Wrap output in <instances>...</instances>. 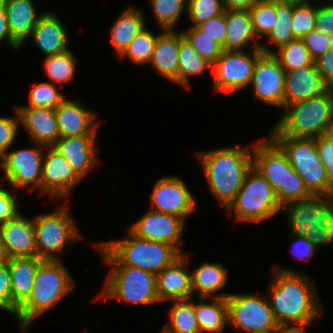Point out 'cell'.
Instances as JSON below:
<instances>
[{"label":"cell","instance_id":"31","mask_svg":"<svg viewBox=\"0 0 333 333\" xmlns=\"http://www.w3.org/2000/svg\"><path fill=\"white\" fill-rule=\"evenodd\" d=\"M145 20L143 11L133 6L126 7L116 17L114 24L112 23L110 28L109 36L110 43L118 56L123 53L131 40L147 27Z\"/></svg>","mask_w":333,"mask_h":333},{"label":"cell","instance_id":"18","mask_svg":"<svg viewBox=\"0 0 333 333\" xmlns=\"http://www.w3.org/2000/svg\"><path fill=\"white\" fill-rule=\"evenodd\" d=\"M47 149V150H46ZM82 179L75 173L66 158L53 146H46L43 155L41 195L67 200L73 188Z\"/></svg>","mask_w":333,"mask_h":333},{"label":"cell","instance_id":"33","mask_svg":"<svg viewBox=\"0 0 333 333\" xmlns=\"http://www.w3.org/2000/svg\"><path fill=\"white\" fill-rule=\"evenodd\" d=\"M207 69L211 70L212 65L194 50L182 31H179L178 85L190 90V77L203 75Z\"/></svg>","mask_w":333,"mask_h":333},{"label":"cell","instance_id":"12","mask_svg":"<svg viewBox=\"0 0 333 333\" xmlns=\"http://www.w3.org/2000/svg\"><path fill=\"white\" fill-rule=\"evenodd\" d=\"M229 326L244 333L279 331L267 295L230 293L227 297Z\"/></svg>","mask_w":333,"mask_h":333},{"label":"cell","instance_id":"58","mask_svg":"<svg viewBox=\"0 0 333 333\" xmlns=\"http://www.w3.org/2000/svg\"><path fill=\"white\" fill-rule=\"evenodd\" d=\"M324 136L331 142L333 143V124L331 125V127L326 131V133L324 134Z\"/></svg>","mask_w":333,"mask_h":333},{"label":"cell","instance_id":"56","mask_svg":"<svg viewBox=\"0 0 333 333\" xmlns=\"http://www.w3.org/2000/svg\"><path fill=\"white\" fill-rule=\"evenodd\" d=\"M8 259H9V257L6 252L2 236L0 234V264L8 262Z\"/></svg>","mask_w":333,"mask_h":333},{"label":"cell","instance_id":"4","mask_svg":"<svg viewBox=\"0 0 333 333\" xmlns=\"http://www.w3.org/2000/svg\"><path fill=\"white\" fill-rule=\"evenodd\" d=\"M253 167L271 184L281 207L312 197L285 152L269 135L253 143Z\"/></svg>","mask_w":333,"mask_h":333},{"label":"cell","instance_id":"60","mask_svg":"<svg viewBox=\"0 0 333 333\" xmlns=\"http://www.w3.org/2000/svg\"><path fill=\"white\" fill-rule=\"evenodd\" d=\"M329 197L333 199V187H332V190H331V193H330Z\"/></svg>","mask_w":333,"mask_h":333},{"label":"cell","instance_id":"21","mask_svg":"<svg viewBox=\"0 0 333 333\" xmlns=\"http://www.w3.org/2000/svg\"><path fill=\"white\" fill-rule=\"evenodd\" d=\"M20 127L28 133L34 143L53 146L59 139V128L54 108L45 107H16Z\"/></svg>","mask_w":333,"mask_h":333},{"label":"cell","instance_id":"9","mask_svg":"<svg viewBox=\"0 0 333 333\" xmlns=\"http://www.w3.org/2000/svg\"><path fill=\"white\" fill-rule=\"evenodd\" d=\"M68 205L64 202L57 210L33 218L37 257L42 260H60L66 246L82 238Z\"/></svg>","mask_w":333,"mask_h":333},{"label":"cell","instance_id":"40","mask_svg":"<svg viewBox=\"0 0 333 333\" xmlns=\"http://www.w3.org/2000/svg\"><path fill=\"white\" fill-rule=\"evenodd\" d=\"M312 0L293 1L291 29L295 38L302 39L315 29L317 6Z\"/></svg>","mask_w":333,"mask_h":333},{"label":"cell","instance_id":"8","mask_svg":"<svg viewBox=\"0 0 333 333\" xmlns=\"http://www.w3.org/2000/svg\"><path fill=\"white\" fill-rule=\"evenodd\" d=\"M282 211L271 184L253 166L247 172L234 201L226 209L237 221L259 223Z\"/></svg>","mask_w":333,"mask_h":333},{"label":"cell","instance_id":"10","mask_svg":"<svg viewBox=\"0 0 333 333\" xmlns=\"http://www.w3.org/2000/svg\"><path fill=\"white\" fill-rule=\"evenodd\" d=\"M101 293L96 299H116L125 304L150 305L160 303L156 275L129 266H112Z\"/></svg>","mask_w":333,"mask_h":333},{"label":"cell","instance_id":"37","mask_svg":"<svg viewBox=\"0 0 333 333\" xmlns=\"http://www.w3.org/2000/svg\"><path fill=\"white\" fill-rule=\"evenodd\" d=\"M277 21L266 36L270 44L275 45L274 50L296 39L291 29L293 18V1H276Z\"/></svg>","mask_w":333,"mask_h":333},{"label":"cell","instance_id":"61","mask_svg":"<svg viewBox=\"0 0 333 333\" xmlns=\"http://www.w3.org/2000/svg\"><path fill=\"white\" fill-rule=\"evenodd\" d=\"M264 333H278V331H270V332H264Z\"/></svg>","mask_w":333,"mask_h":333},{"label":"cell","instance_id":"24","mask_svg":"<svg viewBox=\"0 0 333 333\" xmlns=\"http://www.w3.org/2000/svg\"><path fill=\"white\" fill-rule=\"evenodd\" d=\"M30 36L45 56L60 54L70 49L68 30L52 11L41 14Z\"/></svg>","mask_w":333,"mask_h":333},{"label":"cell","instance_id":"47","mask_svg":"<svg viewBox=\"0 0 333 333\" xmlns=\"http://www.w3.org/2000/svg\"><path fill=\"white\" fill-rule=\"evenodd\" d=\"M206 35L218 42L224 50L226 37V10L216 17L210 18L206 22L197 26Z\"/></svg>","mask_w":333,"mask_h":333},{"label":"cell","instance_id":"51","mask_svg":"<svg viewBox=\"0 0 333 333\" xmlns=\"http://www.w3.org/2000/svg\"><path fill=\"white\" fill-rule=\"evenodd\" d=\"M0 310L11 314V278L7 262L0 264Z\"/></svg>","mask_w":333,"mask_h":333},{"label":"cell","instance_id":"36","mask_svg":"<svg viewBox=\"0 0 333 333\" xmlns=\"http://www.w3.org/2000/svg\"><path fill=\"white\" fill-rule=\"evenodd\" d=\"M43 62L48 79L54 85H59L60 89L64 88L65 83L74 80L77 59L70 50L46 56Z\"/></svg>","mask_w":333,"mask_h":333},{"label":"cell","instance_id":"54","mask_svg":"<svg viewBox=\"0 0 333 333\" xmlns=\"http://www.w3.org/2000/svg\"><path fill=\"white\" fill-rule=\"evenodd\" d=\"M6 41L8 46L14 51L22 49L11 37L8 28L7 14L3 5V0H0V43ZM20 48V49H19Z\"/></svg>","mask_w":333,"mask_h":333},{"label":"cell","instance_id":"39","mask_svg":"<svg viewBox=\"0 0 333 333\" xmlns=\"http://www.w3.org/2000/svg\"><path fill=\"white\" fill-rule=\"evenodd\" d=\"M157 36L149 29L144 28L135 38L131 40L123 53L121 59H128L134 65L149 64L151 61Z\"/></svg>","mask_w":333,"mask_h":333},{"label":"cell","instance_id":"7","mask_svg":"<svg viewBox=\"0 0 333 333\" xmlns=\"http://www.w3.org/2000/svg\"><path fill=\"white\" fill-rule=\"evenodd\" d=\"M292 234L306 236L316 248L333 244V199L312 196L282 207Z\"/></svg>","mask_w":333,"mask_h":333},{"label":"cell","instance_id":"23","mask_svg":"<svg viewBox=\"0 0 333 333\" xmlns=\"http://www.w3.org/2000/svg\"><path fill=\"white\" fill-rule=\"evenodd\" d=\"M55 112L60 137L97 135V115L81 103L65 98Z\"/></svg>","mask_w":333,"mask_h":333},{"label":"cell","instance_id":"45","mask_svg":"<svg viewBox=\"0 0 333 333\" xmlns=\"http://www.w3.org/2000/svg\"><path fill=\"white\" fill-rule=\"evenodd\" d=\"M15 116H0V157L14 144L20 129V118L14 105Z\"/></svg>","mask_w":333,"mask_h":333},{"label":"cell","instance_id":"53","mask_svg":"<svg viewBox=\"0 0 333 333\" xmlns=\"http://www.w3.org/2000/svg\"><path fill=\"white\" fill-rule=\"evenodd\" d=\"M314 63L325 84L333 89V48L316 58Z\"/></svg>","mask_w":333,"mask_h":333},{"label":"cell","instance_id":"13","mask_svg":"<svg viewBox=\"0 0 333 333\" xmlns=\"http://www.w3.org/2000/svg\"><path fill=\"white\" fill-rule=\"evenodd\" d=\"M35 144V145H34ZM31 148L8 150L1 157L2 181L8 182L12 188L22 189L31 186L30 190L41 194L44 145L33 142Z\"/></svg>","mask_w":333,"mask_h":333},{"label":"cell","instance_id":"17","mask_svg":"<svg viewBox=\"0 0 333 333\" xmlns=\"http://www.w3.org/2000/svg\"><path fill=\"white\" fill-rule=\"evenodd\" d=\"M185 222L183 218L175 215L150 209L130 225L128 230L139 238L170 244L180 254H184L180 247L183 244Z\"/></svg>","mask_w":333,"mask_h":333},{"label":"cell","instance_id":"55","mask_svg":"<svg viewBox=\"0 0 333 333\" xmlns=\"http://www.w3.org/2000/svg\"><path fill=\"white\" fill-rule=\"evenodd\" d=\"M263 0H223L225 10H249Z\"/></svg>","mask_w":333,"mask_h":333},{"label":"cell","instance_id":"3","mask_svg":"<svg viewBox=\"0 0 333 333\" xmlns=\"http://www.w3.org/2000/svg\"><path fill=\"white\" fill-rule=\"evenodd\" d=\"M75 281L61 260H44L36 272L28 299L13 315L21 333H27L32 322L41 317L73 290Z\"/></svg>","mask_w":333,"mask_h":333},{"label":"cell","instance_id":"19","mask_svg":"<svg viewBox=\"0 0 333 333\" xmlns=\"http://www.w3.org/2000/svg\"><path fill=\"white\" fill-rule=\"evenodd\" d=\"M189 269V258L184 253L156 274L157 296L160 303L192 298Z\"/></svg>","mask_w":333,"mask_h":333},{"label":"cell","instance_id":"52","mask_svg":"<svg viewBox=\"0 0 333 333\" xmlns=\"http://www.w3.org/2000/svg\"><path fill=\"white\" fill-rule=\"evenodd\" d=\"M290 237L295 240V242L293 240L292 246V253L295 258L303 261L314 257L318 248L313 245L309 238L306 236H297L292 233H290Z\"/></svg>","mask_w":333,"mask_h":333},{"label":"cell","instance_id":"25","mask_svg":"<svg viewBox=\"0 0 333 333\" xmlns=\"http://www.w3.org/2000/svg\"><path fill=\"white\" fill-rule=\"evenodd\" d=\"M329 88L315 65L285 72L284 108L323 94Z\"/></svg>","mask_w":333,"mask_h":333},{"label":"cell","instance_id":"59","mask_svg":"<svg viewBox=\"0 0 333 333\" xmlns=\"http://www.w3.org/2000/svg\"><path fill=\"white\" fill-rule=\"evenodd\" d=\"M269 1H298V0H269Z\"/></svg>","mask_w":333,"mask_h":333},{"label":"cell","instance_id":"30","mask_svg":"<svg viewBox=\"0 0 333 333\" xmlns=\"http://www.w3.org/2000/svg\"><path fill=\"white\" fill-rule=\"evenodd\" d=\"M229 270L219 262L202 263L195 271H191L193 294L199 297L227 298L230 293H220L227 284Z\"/></svg>","mask_w":333,"mask_h":333},{"label":"cell","instance_id":"42","mask_svg":"<svg viewBox=\"0 0 333 333\" xmlns=\"http://www.w3.org/2000/svg\"><path fill=\"white\" fill-rule=\"evenodd\" d=\"M248 11L256 37L265 38L277 21L276 1L263 0Z\"/></svg>","mask_w":333,"mask_h":333},{"label":"cell","instance_id":"48","mask_svg":"<svg viewBox=\"0 0 333 333\" xmlns=\"http://www.w3.org/2000/svg\"><path fill=\"white\" fill-rule=\"evenodd\" d=\"M317 153L325 166L327 182L333 187V143L325 136L314 138Z\"/></svg>","mask_w":333,"mask_h":333},{"label":"cell","instance_id":"57","mask_svg":"<svg viewBox=\"0 0 333 333\" xmlns=\"http://www.w3.org/2000/svg\"><path fill=\"white\" fill-rule=\"evenodd\" d=\"M307 329L281 328L278 333H307Z\"/></svg>","mask_w":333,"mask_h":333},{"label":"cell","instance_id":"20","mask_svg":"<svg viewBox=\"0 0 333 333\" xmlns=\"http://www.w3.org/2000/svg\"><path fill=\"white\" fill-rule=\"evenodd\" d=\"M96 137L97 135L59 137L53 145L82 180L100 164Z\"/></svg>","mask_w":333,"mask_h":333},{"label":"cell","instance_id":"38","mask_svg":"<svg viewBox=\"0 0 333 333\" xmlns=\"http://www.w3.org/2000/svg\"><path fill=\"white\" fill-rule=\"evenodd\" d=\"M158 26L162 30H176L184 10L187 14L188 0H149ZM176 26V27H175Z\"/></svg>","mask_w":333,"mask_h":333},{"label":"cell","instance_id":"49","mask_svg":"<svg viewBox=\"0 0 333 333\" xmlns=\"http://www.w3.org/2000/svg\"><path fill=\"white\" fill-rule=\"evenodd\" d=\"M315 29L333 35V0H319Z\"/></svg>","mask_w":333,"mask_h":333},{"label":"cell","instance_id":"15","mask_svg":"<svg viewBox=\"0 0 333 333\" xmlns=\"http://www.w3.org/2000/svg\"><path fill=\"white\" fill-rule=\"evenodd\" d=\"M150 193L151 209L175 215L187 221V217L195 213L197 205L183 179L175 176H164L155 182Z\"/></svg>","mask_w":333,"mask_h":333},{"label":"cell","instance_id":"27","mask_svg":"<svg viewBox=\"0 0 333 333\" xmlns=\"http://www.w3.org/2000/svg\"><path fill=\"white\" fill-rule=\"evenodd\" d=\"M179 32L162 30L157 36L149 65L163 78L178 85Z\"/></svg>","mask_w":333,"mask_h":333},{"label":"cell","instance_id":"43","mask_svg":"<svg viewBox=\"0 0 333 333\" xmlns=\"http://www.w3.org/2000/svg\"><path fill=\"white\" fill-rule=\"evenodd\" d=\"M65 96L57 89V85L51 82L35 84L29 91L27 105H15V107H45L56 108Z\"/></svg>","mask_w":333,"mask_h":333},{"label":"cell","instance_id":"22","mask_svg":"<svg viewBox=\"0 0 333 333\" xmlns=\"http://www.w3.org/2000/svg\"><path fill=\"white\" fill-rule=\"evenodd\" d=\"M0 234L9 258L37 256L32 218L20 212L15 218L0 224Z\"/></svg>","mask_w":333,"mask_h":333},{"label":"cell","instance_id":"11","mask_svg":"<svg viewBox=\"0 0 333 333\" xmlns=\"http://www.w3.org/2000/svg\"><path fill=\"white\" fill-rule=\"evenodd\" d=\"M285 152L293 169L303 179L312 196L329 197L332 186L327 182L325 166L311 138L270 136Z\"/></svg>","mask_w":333,"mask_h":333},{"label":"cell","instance_id":"28","mask_svg":"<svg viewBox=\"0 0 333 333\" xmlns=\"http://www.w3.org/2000/svg\"><path fill=\"white\" fill-rule=\"evenodd\" d=\"M12 39L20 46L26 43L39 20L33 0H3Z\"/></svg>","mask_w":333,"mask_h":333},{"label":"cell","instance_id":"6","mask_svg":"<svg viewBox=\"0 0 333 333\" xmlns=\"http://www.w3.org/2000/svg\"><path fill=\"white\" fill-rule=\"evenodd\" d=\"M269 136L318 138L333 124V89L286 106Z\"/></svg>","mask_w":333,"mask_h":333},{"label":"cell","instance_id":"34","mask_svg":"<svg viewBox=\"0 0 333 333\" xmlns=\"http://www.w3.org/2000/svg\"><path fill=\"white\" fill-rule=\"evenodd\" d=\"M273 47H269V44L265 42H261L260 45L263 53L273 54L285 72L315 65L314 59L311 57L302 39L296 38L291 40L286 45L277 49L276 52H274Z\"/></svg>","mask_w":333,"mask_h":333},{"label":"cell","instance_id":"1","mask_svg":"<svg viewBox=\"0 0 333 333\" xmlns=\"http://www.w3.org/2000/svg\"><path fill=\"white\" fill-rule=\"evenodd\" d=\"M268 300L280 328L306 329L317 321L324 307L314 281L293 269L272 266Z\"/></svg>","mask_w":333,"mask_h":333},{"label":"cell","instance_id":"16","mask_svg":"<svg viewBox=\"0 0 333 333\" xmlns=\"http://www.w3.org/2000/svg\"><path fill=\"white\" fill-rule=\"evenodd\" d=\"M249 86L255 99L284 109L285 70L273 54L262 53L257 58Z\"/></svg>","mask_w":333,"mask_h":333},{"label":"cell","instance_id":"2","mask_svg":"<svg viewBox=\"0 0 333 333\" xmlns=\"http://www.w3.org/2000/svg\"><path fill=\"white\" fill-rule=\"evenodd\" d=\"M211 194L224 210L234 201L247 172L253 166V144L234 145L197 153Z\"/></svg>","mask_w":333,"mask_h":333},{"label":"cell","instance_id":"29","mask_svg":"<svg viewBox=\"0 0 333 333\" xmlns=\"http://www.w3.org/2000/svg\"><path fill=\"white\" fill-rule=\"evenodd\" d=\"M248 10H226V37L224 50L245 51L260 49Z\"/></svg>","mask_w":333,"mask_h":333},{"label":"cell","instance_id":"14","mask_svg":"<svg viewBox=\"0 0 333 333\" xmlns=\"http://www.w3.org/2000/svg\"><path fill=\"white\" fill-rule=\"evenodd\" d=\"M248 51L223 50L212 65L213 89L220 93L238 92L250 85L257 58L261 49Z\"/></svg>","mask_w":333,"mask_h":333},{"label":"cell","instance_id":"46","mask_svg":"<svg viewBox=\"0 0 333 333\" xmlns=\"http://www.w3.org/2000/svg\"><path fill=\"white\" fill-rule=\"evenodd\" d=\"M302 40L314 60L324 54L328 49L333 48V35L326 34L316 29L306 34Z\"/></svg>","mask_w":333,"mask_h":333},{"label":"cell","instance_id":"35","mask_svg":"<svg viewBox=\"0 0 333 333\" xmlns=\"http://www.w3.org/2000/svg\"><path fill=\"white\" fill-rule=\"evenodd\" d=\"M169 322L160 333H200L192 298L170 301Z\"/></svg>","mask_w":333,"mask_h":333},{"label":"cell","instance_id":"50","mask_svg":"<svg viewBox=\"0 0 333 333\" xmlns=\"http://www.w3.org/2000/svg\"><path fill=\"white\" fill-rule=\"evenodd\" d=\"M15 196L0 185V224L15 218L20 213Z\"/></svg>","mask_w":333,"mask_h":333},{"label":"cell","instance_id":"32","mask_svg":"<svg viewBox=\"0 0 333 333\" xmlns=\"http://www.w3.org/2000/svg\"><path fill=\"white\" fill-rule=\"evenodd\" d=\"M199 300L194 301V311L200 333H223L229 325L227 298L199 297Z\"/></svg>","mask_w":333,"mask_h":333},{"label":"cell","instance_id":"26","mask_svg":"<svg viewBox=\"0 0 333 333\" xmlns=\"http://www.w3.org/2000/svg\"><path fill=\"white\" fill-rule=\"evenodd\" d=\"M44 260L39 257L9 258L11 278V315L28 299L39 265Z\"/></svg>","mask_w":333,"mask_h":333},{"label":"cell","instance_id":"41","mask_svg":"<svg viewBox=\"0 0 333 333\" xmlns=\"http://www.w3.org/2000/svg\"><path fill=\"white\" fill-rule=\"evenodd\" d=\"M182 33L194 50L211 65L221 56L223 52L222 46L197 26H190L185 31L182 30Z\"/></svg>","mask_w":333,"mask_h":333},{"label":"cell","instance_id":"44","mask_svg":"<svg viewBox=\"0 0 333 333\" xmlns=\"http://www.w3.org/2000/svg\"><path fill=\"white\" fill-rule=\"evenodd\" d=\"M223 0H188L187 16L191 26H198L224 12Z\"/></svg>","mask_w":333,"mask_h":333},{"label":"cell","instance_id":"62","mask_svg":"<svg viewBox=\"0 0 333 333\" xmlns=\"http://www.w3.org/2000/svg\"><path fill=\"white\" fill-rule=\"evenodd\" d=\"M0 169H1V157H0ZM2 181V178H0V182Z\"/></svg>","mask_w":333,"mask_h":333},{"label":"cell","instance_id":"5","mask_svg":"<svg viewBox=\"0 0 333 333\" xmlns=\"http://www.w3.org/2000/svg\"><path fill=\"white\" fill-rule=\"evenodd\" d=\"M127 231L129 236L125 239L93 243L104 263L138 268L156 275L181 255L170 244L142 239Z\"/></svg>","mask_w":333,"mask_h":333}]
</instances>
